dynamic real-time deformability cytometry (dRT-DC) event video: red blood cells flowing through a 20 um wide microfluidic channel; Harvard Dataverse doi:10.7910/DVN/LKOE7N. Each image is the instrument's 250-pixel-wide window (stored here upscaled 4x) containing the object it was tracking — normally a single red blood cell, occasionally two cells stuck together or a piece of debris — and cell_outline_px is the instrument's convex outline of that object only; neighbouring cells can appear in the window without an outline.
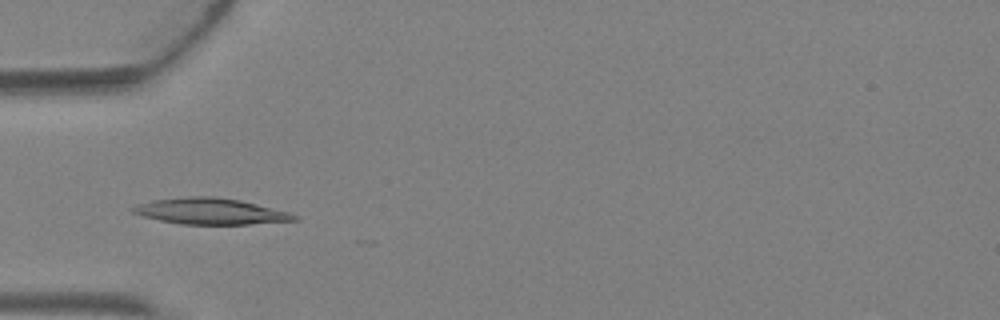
{"species": "Egyptian fruit bat (a non-hibernating species)", "species_latin": "Rousettus aegyptiacus", "temperature_condition": "warm", "stored_images_in_passage": 3, "camera_frame_rate_fps": 3000, "um_per_image_px": 0.085, "animal": {"sex": "female"}, "frame": {"image": 1, "passage_image": 3, "time_ms": 0.667, "image_size_px": [1000, 320], "cell_outline_px": [[300, 220], [248, 224], [180, 224], [160, 220], [144, 216], [132, 212], [128, 208], [136, 204], [152, 200], [188, 196], [212, 196], [240, 200], [288, 212], [300, 216]], "centroid_in_image_um": [17.87, 17.95], "position_along_channel_um": 67.1, "area_um2": 24.57}}